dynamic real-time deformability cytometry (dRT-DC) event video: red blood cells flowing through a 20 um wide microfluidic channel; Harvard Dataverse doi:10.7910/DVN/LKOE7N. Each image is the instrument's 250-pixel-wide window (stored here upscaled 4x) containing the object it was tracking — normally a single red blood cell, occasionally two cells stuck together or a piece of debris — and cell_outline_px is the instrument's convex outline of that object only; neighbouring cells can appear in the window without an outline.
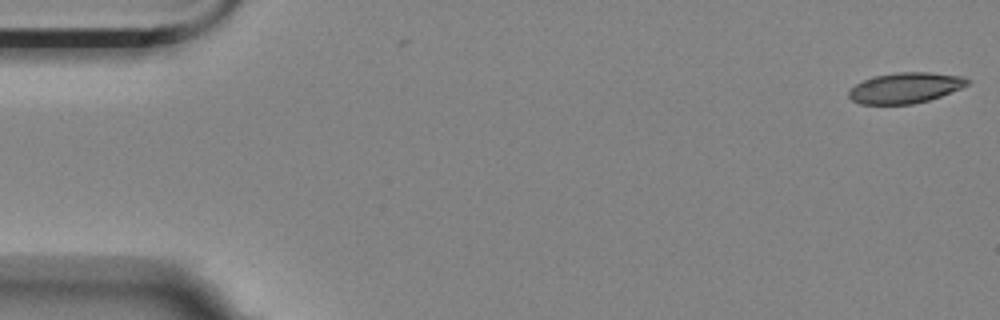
{"species": "Egyptian fruit bat (a non-hibernating species)", "species_latin": "Rousettus aegyptiacus", "temperature_condition": "room temperature", "stored_images_in_passage": 54, "camera_frame_rate_fps": 3000, "um_per_image_px": 0.085, "animal": {"sex": "female"}, "frame": {"image": 1, "passage_image": 1, "time_ms": 0.0, "image_size_px": [1000, 320], "cell_outline_px": [[972, 80], [968, 84], [960, 88], [940, 96], [928, 100], [912, 104], [860, 104], [852, 100], [848, 96], [848, 92], [856, 84], [872, 76], [896, 72], [928, 72], [964, 76]], "centroid_in_image_um": [76.95, 7.46], "position_along_channel_um": 8.0, "area_um2": 21.15}}
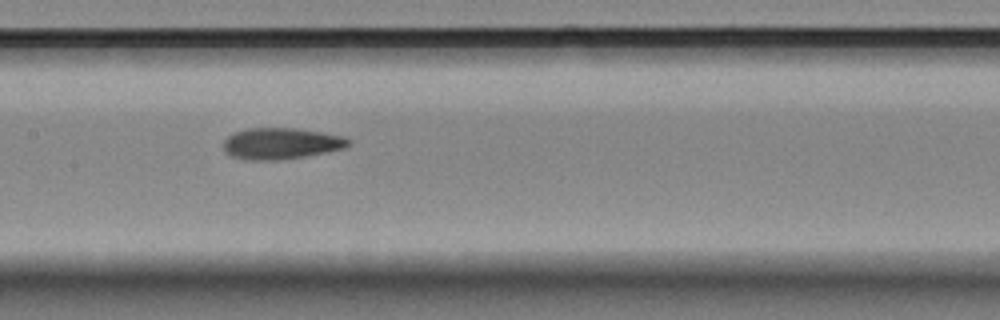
{"frame": {"image": 2, "passage_image": 27, "time_ms": 8.667, "image_size_px": [1000, 320], "cell_outline_px": [[352, 144], [344, 148], [328, 152], [304, 156], [276, 160], [248, 160], [232, 156], [224, 152], [224, 140], [228, 136], [236, 132], [248, 128], [296, 128], [324, 132], [344, 136], [352, 140]], "centroid_in_image_um": [23.94, 12.19], "position_along_channel_um": 183.5, "area_um2": 22.95}}
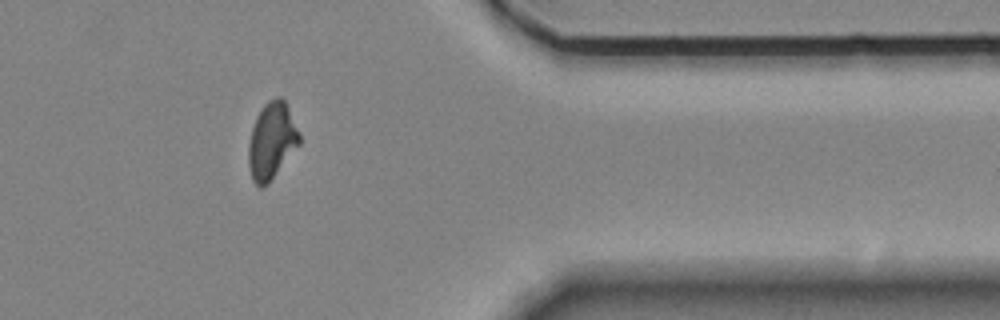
{"frame": {"image": 3, "passage_image": 46, "time_ms": 15.0, "image_size_px": [1000, 320], "cell_outline_px": [[300, 144], [268, 184], [264, 188], [260, 188], [252, 180], [248, 164], [248, 144], [252, 128], [256, 116], [264, 104], [268, 100], [276, 96], [280, 96], [284, 100], [300, 132]], "centroid_in_image_um": [23.09, 11.98], "position_along_channel_um": 388.3, "area_um2": 22.89}, "authors_computed_cell_mechanics": {"area_um2": 22.4264, "velocity_mm_per_s": 3.5222, "shape_relaxation_time_tau1_ms": null, "shape_relaxation_time_tau2_ms": 3.1558, "deformation_change_tau1": null, "deformation_change_tau2": 0.0973}}